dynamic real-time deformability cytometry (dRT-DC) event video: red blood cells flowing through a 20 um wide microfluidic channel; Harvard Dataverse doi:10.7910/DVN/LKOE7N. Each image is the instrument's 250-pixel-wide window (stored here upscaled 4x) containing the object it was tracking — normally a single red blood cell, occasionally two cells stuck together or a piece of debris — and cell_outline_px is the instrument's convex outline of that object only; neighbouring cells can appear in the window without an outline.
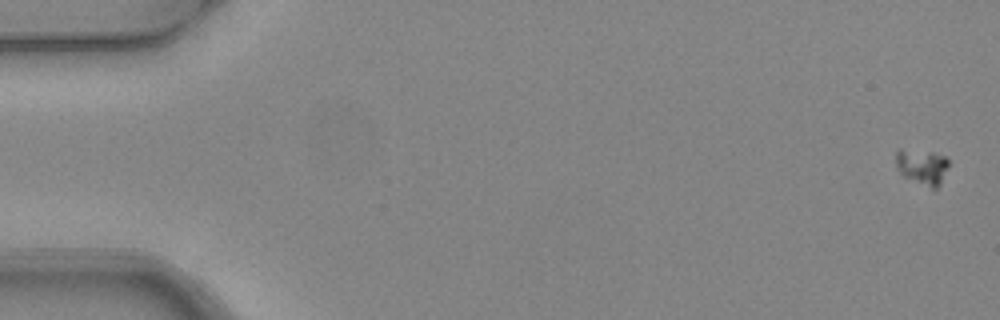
{"species": "common noctule bat (a hibernating species)", "species_latin": "Nyctalus noctula", "temperature_condition": "warm", "stored_images_in_passage": 7, "camera_frame_rate_fps": 3000, "um_per_image_px": 0.085, "animal": {"sex": "female", "body_mass_g": 24.6, "forearm_length_mm": 56.2}, "frame": {"image": 1, "passage_image": 1, "time_ms": 0.0, "image_size_px": [1000, 320], "cell_outline_px": [[948, 168], [940, 184], [936, 188], [932, 188], [904, 176], [896, 168], [896, 148], [900, 148], [932, 152], [944, 156], [948, 160]], "centroid_in_image_um": [78.36, 14.13], "position_along_channel_um": 6.6, "area_um2": 10.87}}
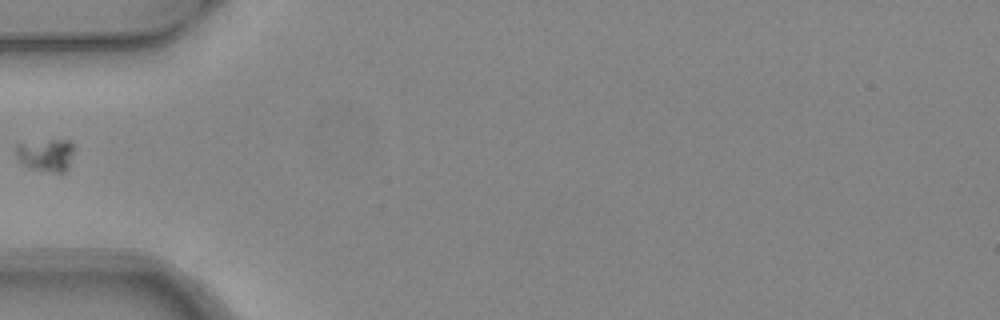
{"frame": {"image": 2, "passage_image": 6, "time_ms": 1.667, "image_size_px": [1000, 320], "cell_outline_px": [[72, 152], [68, 168], [60, 176], [32, 168], [24, 164], [16, 156], [16, 144], [48, 140], [68, 140], [72, 144]], "centroid_in_image_um": [3.92, 13.21], "position_along_channel_um": 81.1, "area_um2": 11.04}}
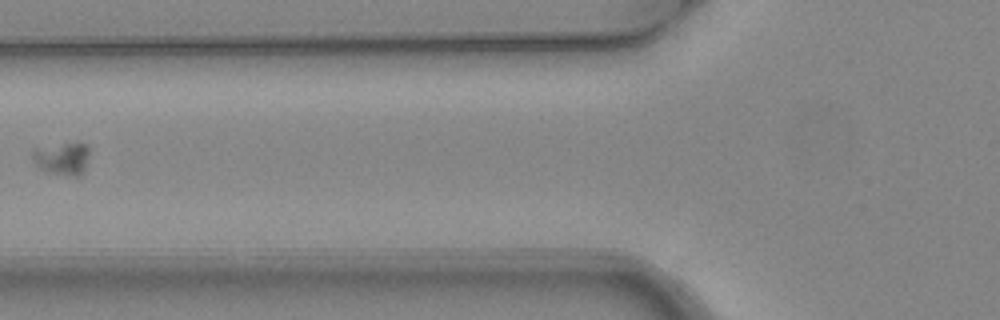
{"frame": {"image": 3, "passage_image": 7, "time_ms": 2.0, "image_size_px": [1000, 320], "cell_outline_px": [[88, 156], [84, 172], [80, 176], [72, 176], [44, 172], [36, 164], [32, 156], [32, 148], [64, 144], [84, 144], [88, 148]], "centroid_in_image_um": [5.26, 13.51], "position_along_channel_um": 120.5, "area_um2": 10.69}}